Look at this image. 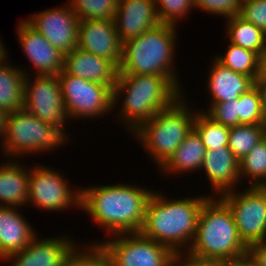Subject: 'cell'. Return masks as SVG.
<instances>
[{
	"label": "cell",
	"mask_w": 266,
	"mask_h": 266,
	"mask_svg": "<svg viewBox=\"0 0 266 266\" xmlns=\"http://www.w3.org/2000/svg\"><path fill=\"white\" fill-rule=\"evenodd\" d=\"M238 98L231 101L211 103L210 109L204 112L214 122L227 127L238 125Z\"/></svg>",
	"instance_id": "836d02e7"
},
{
	"label": "cell",
	"mask_w": 266,
	"mask_h": 266,
	"mask_svg": "<svg viewBox=\"0 0 266 266\" xmlns=\"http://www.w3.org/2000/svg\"><path fill=\"white\" fill-rule=\"evenodd\" d=\"M76 247L67 255L62 266H108L106 251L100 243L92 245L91 249L87 247L83 253Z\"/></svg>",
	"instance_id": "1f68e13d"
},
{
	"label": "cell",
	"mask_w": 266,
	"mask_h": 266,
	"mask_svg": "<svg viewBox=\"0 0 266 266\" xmlns=\"http://www.w3.org/2000/svg\"><path fill=\"white\" fill-rule=\"evenodd\" d=\"M30 170L14 163L0 165V200L5 206H23L29 196ZM1 206V204H0Z\"/></svg>",
	"instance_id": "7402d4cb"
},
{
	"label": "cell",
	"mask_w": 266,
	"mask_h": 266,
	"mask_svg": "<svg viewBox=\"0 0 266 266\" xmlns=\"http://www.w3.org/2000/svg\"><path fill=\"white\" fill-rule=\"evenodd\" d=\"M80 208L113 235L139 233L153 192L124 184L80 189Z\"/></svg>",
	"instance_id": "6da1fadb"
},
{
	"label": "cell",
	"mask_w": 266,
	"mask_h": 266,
	"mask_svg": "<svg viewBox=\"0 0 266 266\" xmlns=\"http://www.w3.org/2000/svg\"><path fill=\"white\" fill-rule=\"evenodd\" d=\"M244 191L235 194L231 190L220 198L233 214L240 239L249 247L266 241V191L260 186H249Z\"/></svg>",
	"instance_id": "ba28073f"
},
{
	"label": "cell",
	"mask_w": 266,
	"mask_h": 266,
	"mask_svg": "<svg viewBox=\"0 0 266 266\" xmlns=\"http://www.w3.org/2000/svg\"><path fill=\"white\" fill-rule=\"evenodd\" d=\"M225 266H258L253 259L247 254L234 261L225 263Z\"/></svg>",
	"instance_id": "ab89813d"
},
{
	"label": "cell",
	"mask_w": 266,
	"mask_h": 266,
	"mask_svg": "<svg viewBox=\"0 0 266 266\" xmlns=\"http://www.w3.org/2000/svg\"><path fill=\"white\" fill-rule=\"evenodd\" d=\"M114 21L122 43L161 23L155 0H119Z\"/></svg>",
	"instance_id": "2e32d148"
},
{
	"label": "cell",
	"mask_w": 266,
	"mask_h": 266,
	"mask_svg": "<svg viewBox=\"0 0 266 266\" xmlns=\"http://www.w3.org/2000/svg\"><path fill=\"white\" fill-rule=\"evenodd\" d=\"M262 188L266 191V182L262 185Z\"/></svg>",
	"instance_id": "ee69618b"
},
{
	"label": "cell",
	"mask_w": 266,
	"mask_h": 266,
	"mask_svg": "<svg viewBox=\"0 0 266 266\" xmlns=\"http://www.w3.org/2000/svg\"><path fill=\"white\" fill-rule=\"evenodd\" d=\"M254 85L256 86V88L259 91L260 97H261V101L263 104V108L266 112V75H259L255 81H254Z\"/></svg>",
	"instance_id": "f35d334b"
},
{
	"label": "cell",
	"mask_w": 266,
	"mask_h": 266,
	"mask_svg": "<svg viewBox=\"0 0 266 266\" xmlns=\"http://www.w3.org/2000/svg\"><path fill=\"white\" fill-rule=\"evenodd\" d=\"M71 74L92 82H99L112 90L117 82L119 68L103 57L76 47L64 54V69Z\"/></svg>",
	"instance_id": "e0dca14e"
},
{
	"label": "cell",
	"mask_w": 266,
	"mask_h": 266,
	"mask_svg": "<svg viewBox=\"0 0 266 266\" xmlns=\"http://www.w3.org/2000/svg\"><path fill=\"white\" fill-rule=\"evenodd\" d=\"M238 102V125L266 124V112L255 85L241 94Z\"/></svg>",
	"instance_id": "4dcf8cb0"
},
{
	"label": "cell",
	"mask_w": 266,
	"mask_h": 266,
	"mask_svg": "<svg viewBox=\"0 0 266 266\" xmlns=\"http://www.w3.org/2000/svg\"><path fill=\"white\" fill-rule=\"evenodd\" d=\"M0 63V109L6 113L23 108L25 71Z\"/></svg>",
	"instance_id": "cb8c5ba5"
},
{
	"label": "cell",
	"mask_w": 266,
	"mask_h": 266,
	"mask_svg": "<svg viewBox=\"0 0 266 266\" xmlns=\"http://www.w3.org/2000/svg\"><path fill=\"white\" fill-rule=\"evenodd\" d=\"M5 53H6L5 48L3 47V44H1V41H0V63L7 60Z\"/></svg>",
	"instance_id": "7bdbcfd3"
},
{
	"label": "cell",
	"mask_w": 266,
	"mask_h": 266,
	"mask_svg": "<svg viewBox=\"0 0 266 266\" xmlns=\"http://www.w3.org/2000/svg\"><path fill=\"white\" fill-rule=\"evenodd\" d=\"M247 254L258 266H266V241L249 246Z\"/></svg>",
	"instance_id": "74e56055"
},
{
	"label": "cell",
	"mask_w": 266,
	"mask_h": 266,
	"mask_svg": "<svg viewBox=\"0 0 266 266\" xmlns=\"http://www.w3.org/2000/svg\"><path fill=\"white\" fill-rule=\"evenodd\" d=\"M184 257L186 258L182 259L181 252L175 253L173 257V262L175 266H225L224 263L218 261L198 259L190 256L189 254H187V256L185 255ZM183 260L185 262H183Z\"/></svg>",
	"instance_id": "8d00e7d4"
},
{
	"label": "cell",
	"mask_w": 266,
	"mask_h": 266,
	"mask_svg": "<svg viewBox=\"0 0 266 266\" xmlns=\"http://www.w3.org/2000/svg\"><path fill=\"white\" fill-rule=\"evenodd\" d=\"M23 109L50 123L66 114L58 75H37L29 83L25 74Z\"/></svg>",
	"instance_id": "4fadbf2b"
},
{
	"label": "cell",
	"mask_w": 266,
	"mask_h": 266,
	"mask_svg": "<svg viewBox=\"0 0 266 266\" xmlns=\"http://www.w3.org/2000/svg\"><path fill=\"white\" fill-rule=\"evenodd\" d=\"M18 39L37 75H58L64 69V54L26 20L19 22Z\"/></svg>",
	"instance_id": "9a60e30c"
},
{
	"label": "cell",
	"mask_w": 266,
	"mask_h": 266,
	"mask_svg": "<svg viewBox=\"0 0 266 266\" xmlns=\"http://www.w3.org/2000/svg\"><path fill=\"white\" fill-rule=\"evenodd\" d=\"M205 152L206 148L200 136L192 129L170 158L159 168L168 174L201 169Z\"/></svg>",
	"instance_id": "603a6c76"
},
{
	"label": "cell",
	"mask_w": 266,
	"mask_h": 266,
	"mask_svg": "<svg viewBox=\"0 0 266 266\" xmlns=\"http://www.w3.org/2000/svg\"><path fill=\"white\" fill-rule=\"evenodd\" d=\"M265 132L266 124H240L230 127L228 146L238 161L265 138Z\"/></svg>",
	"instance_id": "4316f807"
},
{
	"label": "cell",
	"mask_w": 266,
	"mask_h": 266,
	"mask_svg": "<svg viewBox=\"0 0 266 266\" xmlns=\"http://www.w3.org/2000/svg\"><path fill=\"white\" fill-rule=\"evenodd\" d=\"M15 208V209H14ZM0 206V258L23 250L36 237L34 231L16 206Z\"/></svg>",
	"instance_id": "ffe728a7"
},
{
	"label": "cell",
	"mask_w": 266,
	"mask_h": 266,
	"mask_svg": "<svg viewBox=\"0 0 266 266\" xmlns=\"http://www.w3.org/2000/svg\"><path fill=\"white\" fill-rule=\"evenodd\" d=\"M70 238L37 239L21 251L10 254L5 260L13 259V266H62L67 255L75 247Z\"/></svg>",
	"instance_id": "ac0fdd59"
},
{
	"label": "cell",
	"mask_w": 266,
	"mask_h": 266,
	"mask_svg": "<svg viewBox=\"0 0 266 266\" xmlns=\"http://www.w3.org/2000/svg\"><path fill=\"white\" fill-rule=\"evenodd\" d=\"M201 168L206 171L208 180L217 195L234 190L238 180H241L239 161L229 146H222L217 151L206 150Z\"/></svg>",
	"instance_id": "d6986e66"
},
{
	"label": "cell",
	"mask_w": 266,
	"mask_h": 266,
	"mask_svg": "<svg viewBox=\"0 0 266 266\" xmlns=\"http://www.w3.org/2000/svg\"><path fill=\"white\" fill-rule=\"evenodd\" d=\"M176 26L160 23L123 43L118 75L176 76L173 65Z\"/></svg>",
	"instance_id": "5b68a950"
},
{
	"label": "cell",
	"mask_w": 266,
	"mask_h": 266,
	"mask_svg": "<svg viewBox=\"0 0 266 266\" xmlns=\"http://www.w3.org/2000/svg\"><path fill=\"white\" fill-rule=\"evenodd\" d=\"M169 266H175L174 262L172 261V263Z\"/></svg>",
	"instance_id": "f6af8a7d"
},
{
	"label": "cell",
	"mask_w": 266,
	"mask_h": 266,
	"mask_svg": "<svg viewBox=\"0 0 266 266\" xmlns=\"http://www.w3.org/2000/svg\"><path fill=\"white\" fill-rule=\"evenodd\" d=\"M7 115H8V113H6L2 109H0V135H1V139H4V136H5Z\"/></svg>",
	"instance_id": "60d3db41"
},
{
	"label": "cell",
	"mask_w": 266,
	"mask_h": 266,
	"mask_svg": "<svg viewBox=\"0 0 266 266\" xmlns=\"http://www.w3.org/2000/svg\"><path fill=\"white\" fill-rule=\"evenodd\" d=\"M194 5L197 8L224 17H232L239 15L241 0H194Z\"/></svg>",
	"instance_id": "d590c367"
},
{
	"label": "cell",
	"mask_w": 266,
	"mask_h": 266,
	"mask_svg": "<svg viewBox=\"0 0 266 266\" xmlns=\"http://www.w3.org/2000/svg\"><path fill=\"white\" fill-rule=\"evenodd\" d=\"M118 239L101 242L108 266H169L175 253L167 246L139 233L118 234Z\"/></svg>",
	"instance_id": "30bf717a"
},
{
	"label": "cell",
	"mask_w": 266,
	"mask_h": 266,
	"mask_svg": "<svg viewBox=\"0 0 266 266\" xmlns=\"http://www.w3.org/2000/svg\"><path fill=\"white\" fill-rule=\"evenodd\" d=\"M29 196L27 203H33L45 210H62L71 204L80 207L81 191H71L64 176L47 167L30 170Z\"/></svg>",
	"instance_id": "8fae6325"
},
{
	"label": "cell",
	"mask_w": 266,
	"mask_h": 266,
	"mask_svg": "<svg viewBox=\"0 0 266 266\" xmlns=\"http://www.w3.org/2000/svg\"><path fill=\"white\" fill-rule=\"evenodd\" d=\"M31 17L26 21L63 54L78 47L80 20L69 3L67 7L48 9Z\"/></svg>",
	"instance_id": "7c38bea8"
},
{
	"label": "cell",
	"mask_w": 266,
	"mask_h": 266,
	"mask_svg": "<svg viewBox=\"0 0 266 266\" xmlns=\"http://www.w3.org/2000/svg\"><path fill=\"white\" fill-rule=\"evenodd\" d=\"M69 2L80 21L114 20L119 0H72Z\"/></svg>",
	"instance_id": "f546056e"
},
{
	"label": "cell",
	"mask_w": 266,
	"mask_h": 266,
	"mask_svg": "<svg viewBox=\"0 0 266 266\" xmlns=\"http://www.w3.org/2000/svg\"><path fill=\"white\" fill-rule=\"evenodd\" d=\"M223 66L247 75L254 81L260 74L261 56L257 52L230 43L225 55L215 58Z\"/></svg>",
	"instance_id": "484cf974"
},
{
	"label": "cell",
	"mask_w": 266,
	"mask_h": 266,
	"mask_svg": "<svg viewBox=\"0 0 266 266\" xmlns=\"http://www.w3.org/2000/svg\"><path fill=\"white\" fill-rule=\"evenodd\" d=\"M230 43L257 52L260 56L266 46V34L239 15L227 18Z\"/></svg>",
	"instance_id": "d4e9b609"
},
{
	"label": "cell",
	"mask_w": 266,
	"mask_h": 266,
	"mask_svg": "<svg viewBox=\"0 0 266 266\" xmlns=\"http://www.w3.org/2000/svg\"><path fill=\"white\" fill-rule=\"evenodd\" d=\"M259 75H266V46L264 48V51L261 54Z\"/></svg>",
	"instance_id": "b9f144b4"
},
{
	"label": "cell",
	"mask_w": 266,
	"mask_h": 266,
	"mask_svg": "<svg viewBox=\"0 0 266 266\" xmlns=\"http://www.w3.org/2000/svg\"><path fill=\"white\" fill-rule=\"evenodd\" d=\"M78 47L114 63L122 62V47L114 20H84L79 23Z\"/></svg>",
	"instance_id": "5bb4252c"
},
{
	"label": "cell",
	"mask_w": 266,
	"mask_h": 266,
	"mask_svg": "<svg viewBox=\"0 0 266 266\" xmlns=\"http://www.w3.org/2000/svg\"><path fill=\"white\" fill-rule=\"evenodd\" d=\"M67 113L52 122L45 123L25 109L8 113L4 139L5 154L20 155L58 148L66 142L63 126ZM14 154V155H13Z\"/></svg>",
	"instance_id": "52a82bcc"
},
{
	"label": "cell",
	"mask_w": 266,
	"mask_h": 266,
	"mask_svg": "<svg viewBox=\"0 0 266 266\" xmlns=\"http://www.w3.org/2000/svg\"><path fill=\"white\" fill-rule=\"evenodd\" d=\"M239 16L266 34V0H241Z\"/></svg>",
	"instance_id": "e575fe53"
},
{
	"label": "cell",
	"mask_w": 266,
	"mask_h": 266,
	"mask_svg": "<svg viewBox=\"0 0 266 266\" xmlns=\"http://www.w3.org/2000/svg\"><path fill=\"white\" fill-rule=\"evenodd\" d=\"M179 85L177 76L118 75L113 89V106L119 95L126 92L119 116L122 115L121 120L124 118L134 132L143 122L182 97Z\"/></svg>",
	"instance_id": "277c9868"
},
{
	"label": "cell",
	"mask_w": 266,
	"mask_h": 266,
	"mask_svg": "<svg viewBox=\"0 0 266 266\" xmlns=\"http://www.w3.org/2000/svg\"><path fill=\"white\" fill-rule=\"evenodd\" d=\"M58 79L64 108L71 118L102 116L114 109L113 90L110 87L67 74L64 70L58 74Z\"/></svg>",
	"instance_id": "9c48e42d"
},
{
	"label": "cell",
	"mask_w": 266,
	"mask_h": 266,
	"mask_svg": "<svg viewBox=\"0 0 266 266\" xmlns=\"http://www.w3.org/2000/svg\"><path fill=\"white\" fill-rule=\"evenodd\" d=\"M158 194L153 192L148 201L140 233L179 253L180 246L187 248L188 242L192 243L200 210L208 198L168 200Z\"/></svg>",
	"instance_id": "7a4b0ae2"
},
{
	"label": "cell",
	"mask_w": 266,
	"mask_h": 266,
	"mask_svg": "<svg viewBox=\"0 0 266 266\" xmlns=\"http://www.w3.org/2000/svg\"><path fill=\"white\" fill-rule=\"evenodd\" d=\"M161 23L176 26V19L185 17L189 9L195 8L194 0H155Z\"/></svg>",
	"instance_id": "d6a6232c"
},
{
	"label": "cell",
	"mask_w": 266,
	"mask_h": 266,
	"mask_svg": "<svg viewBox=\"0 0 266 266\" xmlns=\"http://www.w3.org/2000/svg\"><path fill=\"white\" fill-rule=\"evenodd\" d=\"M211 198L200 210L195 237L187 253L224 264L246 256L248 247L240 239L230 208L221 198L218 201Z\"/></svg>",
	"instance_id": "3957f363"
},
{
	"label": "cell",
	"mask_w": 266,
	"mask_h": 266,
	"mask_svg": "<svg viewBox=\"0 0 266 266\" xmlns=\"http://www.w3.org/2000/svg\"><path fill=\"white\" fill-rule=\"evenodd\" d=\"M254 180L250 186L262 187L266 182V138L262 139L239 161V175ZM260 180V181H259Z\"/></svg>",
	"instance_id": "f1b7e54d"
},
{
	"label": "cell",
	"mask_w": 266,
	"mask_h": 266,
	"mask_svg": "<svg viewBox=\"0 0 266 266\" xmlns=\"http://www.w3.org/2000/svg\"><path fill=\"white\" fill-rule=\"evenodd\" d=\"M180 98L143 122L133 132L160 167L193 129L196 113L191 114L185 101Z\"/></svg>",
	"instance_id": "8992f818"
},
{
	"label": "cell",
	"mask_w": 266,
	"mask_h": 266,
	"mask_svg": "<svg viewBox=\"0 0 266 266\" xmlns=\"http://www.w3.org/2000/svg\"><path fill=\"white\" fill-rule=\"evenodd\" d=\"M214 60L208 82L212 103L236 99L254 86L251 77L232 71Z\"/></svg>",
	"instance_id": "44dd1931"
},
{
	"label": "cell",
	"mask_w": 266,
	"mask_h": 266,
	"mask_svg": "<svg viewBox=\"0 0 266 266\" xmlns=\"http://www.w3.org/2000/svg\"><path fill=\"white\" fill-rule=\"evenodd\" d=\"M193 129L200 136L206 150H215L222 146H228L230 128L214 122L204 111L197 112Z\"/></svg>",
	"instance_id": "83f0119b"
}]
</instances>
